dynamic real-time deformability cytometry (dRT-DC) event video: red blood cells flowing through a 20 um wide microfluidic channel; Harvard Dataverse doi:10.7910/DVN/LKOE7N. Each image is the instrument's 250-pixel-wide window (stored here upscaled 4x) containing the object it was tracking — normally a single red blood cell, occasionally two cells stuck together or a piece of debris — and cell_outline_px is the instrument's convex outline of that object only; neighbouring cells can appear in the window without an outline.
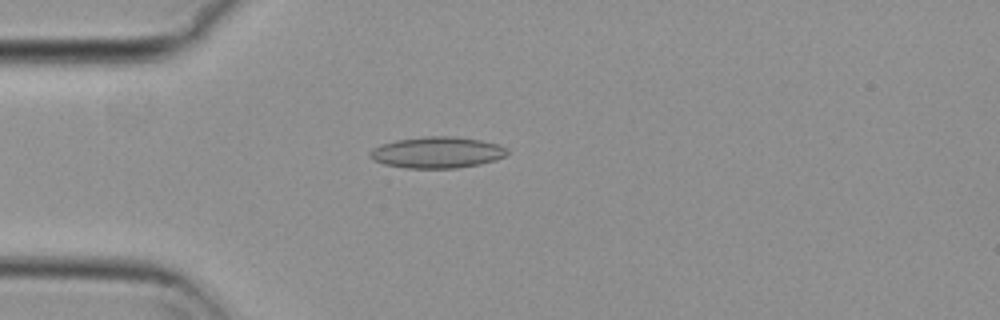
{"species": "common noctule bat (a hibernating species)", "species_latin": "Nyctalus noctula", "temperature_condition": "cold", "stored_images_in_passage": 34, "camera_frame_rate_fps": 3000, "um_per_image_px": 0.085, "animal": {"sex": "female", "body_mass_g": 29.2, "forearm_length_mm": 56.3}, "frame": {"image": 1, "passage_image": 4, "time_ms": 1.0, "image_size_px": [1000, 320], "cell_outline_px": [[508, 152], [504, 156], [480, 164], [456, 168], [404, 168], [384, 164], [372, 160], [368, 156], [368, 152], [372, 148], [380, 144], [396, 140], [424, 136], [452, 136], [480, 140], [500, 144], [508, 148]], "centroid_in_image_um": [37.1, 12.95], "position_along_channel_um": 47.9, "area_um2": 25.2}}
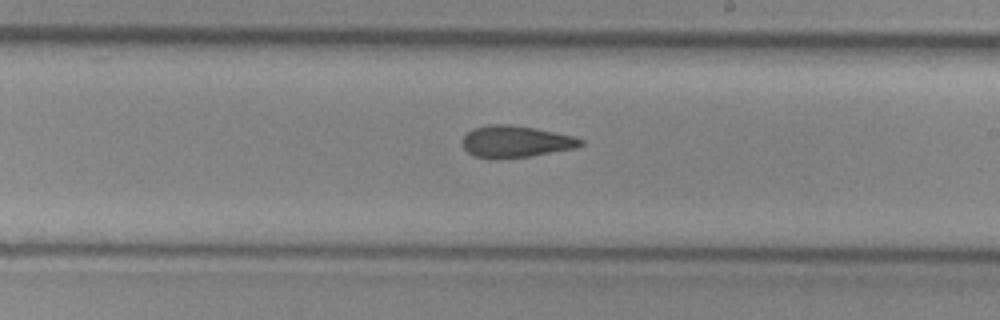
{"frame": {"image": 2, "passage_image": 21, "time_ms": 6.667, "image_size_px": [1000, 320], "cell_outline_px": [[584, 144], [576, 148], [528, 156], [476, 156], [468, 152], [464, 148], [460, 140], [472, 128], [488, 124], [508, 124], [532, 128], [572, 136], [584, 140]], "centroid_in_image_um": [43.82, 11.99], "position_along_channel_um": 245.2, "area_um2": 21.1}}
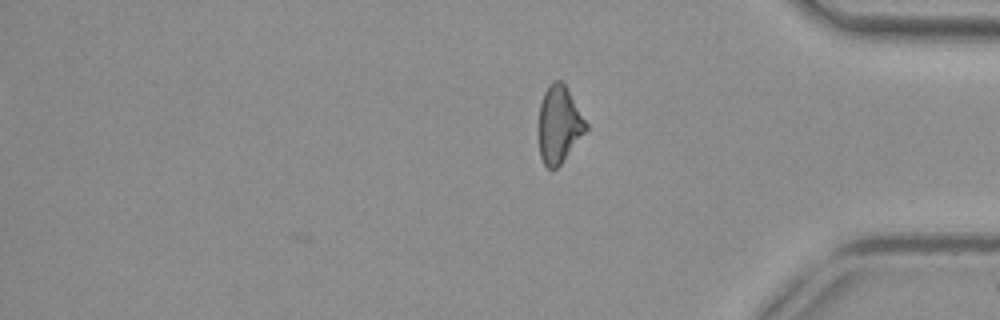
{"frame": {"image": 3, "passage_image": 34, "time_ms": 11.0, "image_size_px": [1000, 320], "cell_outline_px": [[588, 128], [560, 164], [556, 168], [548, 168], [544, 164], [540, 156], [540, 104], [544, 92], [548, 84], [552, 80], [560, 80], [564, 84], [588, 124]], "centroid_in_image_um": [47.52, 10.56], "position_along_channel_um": 387.7, "area_um2": 20.69}, "authors_computed_cell_mechanics": {"area_um2": 22.1663, "velocity_mm_per_s": 3.73, "shape_relaxation_time_tau1_ms": null, "shape_relaxation_time_tau2_ms": 4.1404, "deformation_change_tau1": null, "deformation_change_tau2": 0.1108}}